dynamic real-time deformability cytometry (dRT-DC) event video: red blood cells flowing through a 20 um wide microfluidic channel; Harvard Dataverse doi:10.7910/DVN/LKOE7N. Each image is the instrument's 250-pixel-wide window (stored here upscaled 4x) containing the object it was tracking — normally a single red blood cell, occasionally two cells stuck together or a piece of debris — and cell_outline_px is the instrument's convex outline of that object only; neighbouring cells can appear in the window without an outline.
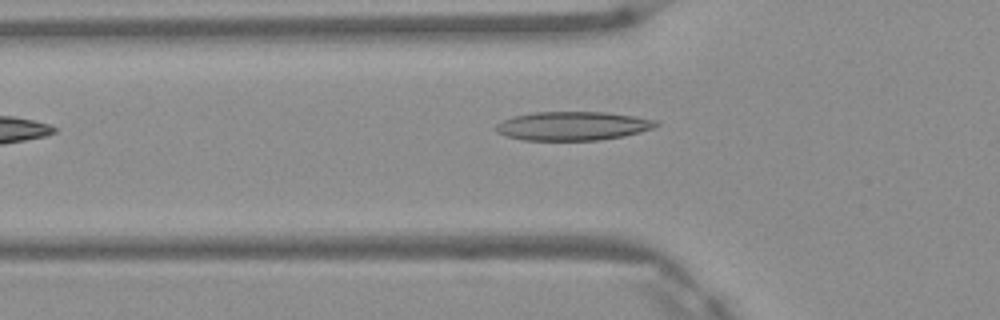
{"species": "Egyptian fruit bat (a non-hibernating species)", "species_latin": "Rousettus aegyptiacus", "temperature_condition": "warm", "stored_images_in_passage": 5, "camera_frame_rate_fps": 3000, "um_per_image_px": 0.085, "frame": {"image": 1, "passage_image": 5, "time_ms": 1.333, "image_size_px": [1000, 320], "cell_outline_px": [[660, 124], [652, 128], [640, 132], [624, 136], [600, 140], [524, 140], [508, 136], [496, 132], [496, 124], [512, 116], [536, 112], [604, 112], [632, 116], [656, 120]], "centroid_in_image_um": [48.68, 10.71], "position_along_channel_um": 77.1, "area_um2": 26.7}}